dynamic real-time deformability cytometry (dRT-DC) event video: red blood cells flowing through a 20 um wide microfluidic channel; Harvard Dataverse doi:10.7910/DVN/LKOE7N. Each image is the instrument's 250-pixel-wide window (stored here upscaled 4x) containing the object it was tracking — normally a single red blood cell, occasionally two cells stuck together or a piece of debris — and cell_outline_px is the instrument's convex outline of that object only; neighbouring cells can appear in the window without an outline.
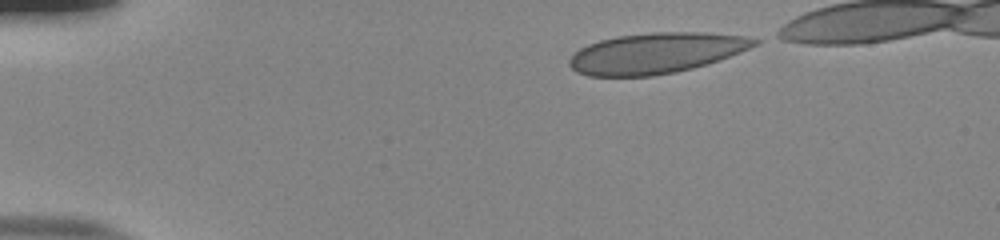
{"species": "human", "species_latin": "Homo sapiens", "temperature_condition": "room temperature", "stored_images_in_passage": 42, "camera_frame_rate_fps": 3000, "um_per_image_px": 0.085, "donor": {"sex": "male"}, "frame": {"image": 1, "passage_image": 1, "time_ms": 0.0, "image_size_px": [1000, 240], "cell_outline_px": [[760, 40], [756, 44], [748, 48], [728, 56], [692, 68], [676, 72], [652, 76], [588, 76], [576, 72], [568, 64], [568, 60], [580, 48], [588, 44], [600, 40], [616, 36], [656, 32], [700, 32], [740, 36]], "centroid_in_image_um": [55.67, 4.52], "position_along_channel_um": 29.3, "area_um2": 43.23}}
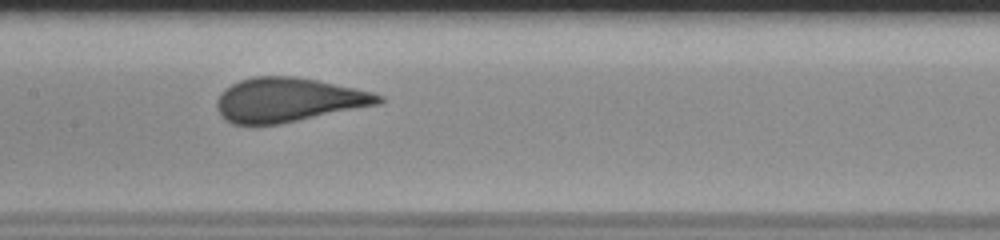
{"frame": {"image": 2, "passage_image": 19, "time_ms": 6.0, "image_size_px": [1000, 240], "cell_outline_px": [[384, 100], [380, 104], [280, 124], [232, 124], [224, 120], [216, 108], [216, 100], [220, 92], [232, 84], [240, 80], [252, 76], [296, 76], [316, 80], [372, 92], [384, 96]], "centroid_in_image_um": [24.48, 8.49], "position_along_channel_um": 182.9, "area_um2": 41.67}}
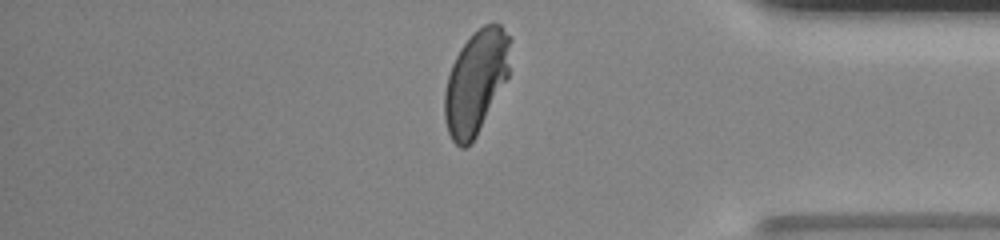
{"frame": {"image": 3, "passage_image": 37, "time_ms": 12.0, "image_size_px": [1000, 240], "cell_outline_px": [[512, 40], [508, 76], [476, 136], [464, 148], [460, 148], [452, 140], [448, 132], [444, 120], [444, 92], [448, 76], [452, 64], [460, 48], [484, 24], [500, 24], [512, 36]], "centroid_in_image_um": [40.46, 6.95], "position_along_channel_um": 394.7, "area_um2": 39.36}}